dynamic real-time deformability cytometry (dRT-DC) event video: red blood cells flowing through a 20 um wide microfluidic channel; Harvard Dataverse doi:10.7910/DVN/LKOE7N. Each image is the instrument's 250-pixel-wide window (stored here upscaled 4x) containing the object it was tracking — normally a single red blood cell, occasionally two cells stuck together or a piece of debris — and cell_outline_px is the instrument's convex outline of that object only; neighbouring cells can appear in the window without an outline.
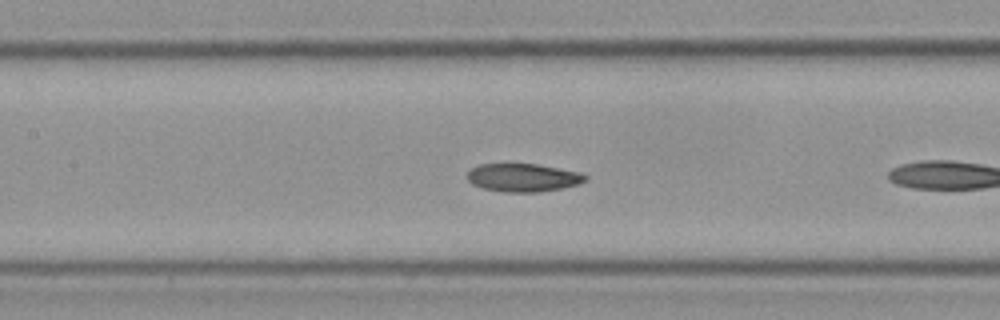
{"species": "Egyptian fruit bat (a non-hibernating species)", "species_latin": "Rousettus aegyptiacus", "temperature_condition": "cold", "stored_images_in_passage": 23, "camera_frame_rate_fps": 3000, "um_per_image_px": 0.085, "frame": {"image": 1, "passage_image": 10, "time_ms": 3.0, "image_size_px": [1000, 320], "cell_outline_px": [[588, 180], [576, 184], [560, 188], [536, 192], [504, 192], [484, 188], [472, 184], [468, 180], [468, 172], [472, 168], [480, 164], [536, 164], [580, 172], [588, 176]], "centroid_in_image_um": [44.46, 15.09], "position_along_channel_um": 162.9, "area_um2": 19.13}}
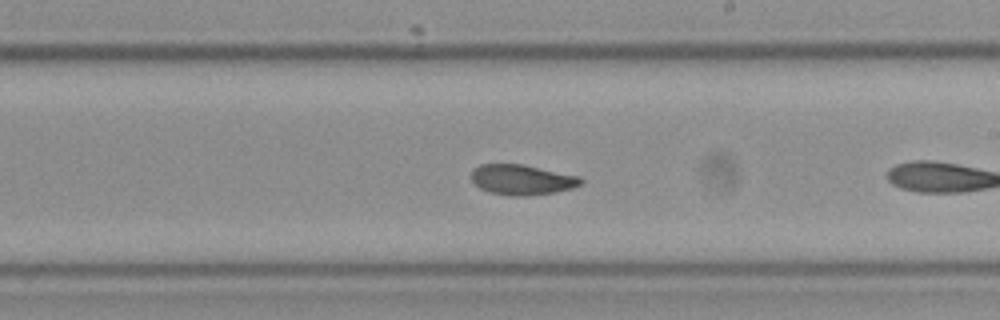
{"frame": {"image": 2, "passage_image": 17, "time_ms": 5.333, "image_size_px": [1000, 320], "cell_outline_px": [[584, 184], [572, 188], [552, 192], [524, 196], [512, 196], [488, 192], [480, 188], [472, 180], [472, 168], [480, 164], [524, 164], [580, 176], [584, 180]], "centroid_in_image_um": [44.38, 15.26], "position_along_channel_um": 244.6, "area_um2": 19.42}}
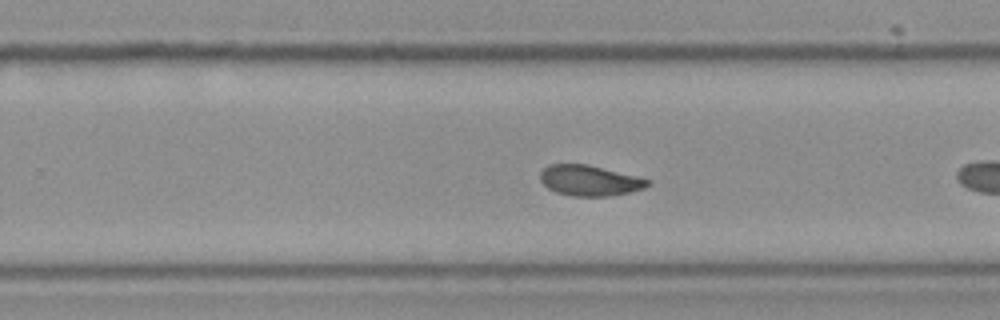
{"frame": {"image": 3, "passage_image": 20, "time_ms": 6.333, "image_size_px": [1000, 320], "cell_outline_px": [[652, 184], [644, 188], [628, 192], [608, 196], [572, 196], [556, 192], [548, 188], [540, 180], [540, 172], [548, 164], [588, 164], [636, 176], [648, 180]], "centroid_in_image_um": [50.09, 15.34], "position_along_channel_um": 279.7, "area_um2": 19.02}}